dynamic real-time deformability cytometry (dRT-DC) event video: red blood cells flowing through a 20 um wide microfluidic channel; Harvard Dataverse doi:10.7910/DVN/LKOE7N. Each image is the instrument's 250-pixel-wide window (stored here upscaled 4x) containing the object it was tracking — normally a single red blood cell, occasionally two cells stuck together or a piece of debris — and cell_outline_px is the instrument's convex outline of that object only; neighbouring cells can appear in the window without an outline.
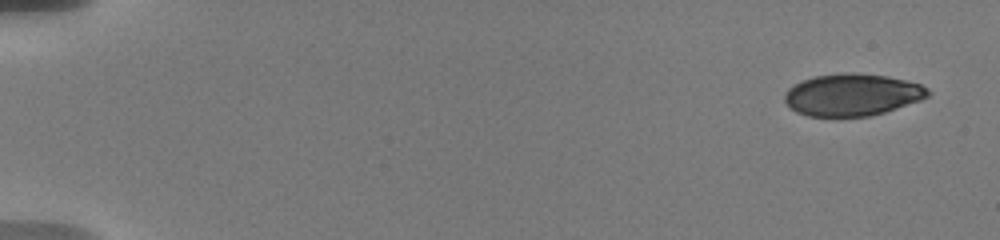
{"species": "human", "species_latin": "Homo sapiens", "temperature_condition": "warm", "stored_images_in_passage": 11, "camera_frame_rate_fps": 3000, "um_per_image_px": 0.085, "donor": {"sex": "male"}, "frame": {"image": 1, "passage_image": 1, "time_ms": 0.0, "image_size_px": [1000, 240], "cell_outline_px": [[932, 92], [928, 96], [920, 100], [872, 116], [808, 116], [796, 112], [784, 100], [784, 92], [788, 88], [800, 80], [816, 76], [844, 72], [852, 72], [888, 76], [920, 84], [928, 88]], "centroid_in_image_um": [72.42, 8.04], "position_along_channel_um": 12.6, "area_um2": 35.2}}
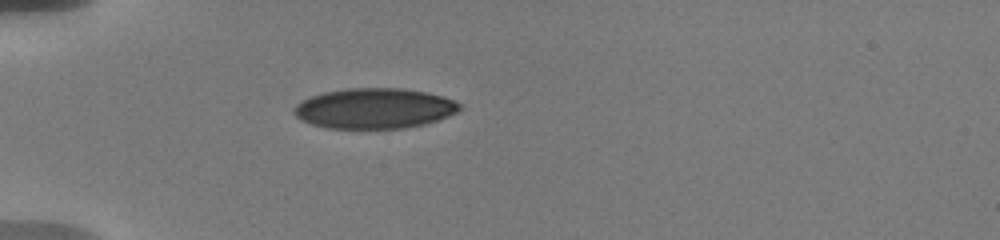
{"frame": {"image": 2, "passage_image": 7, "time_ms": 5.0, "image_size_px": [1000, 240], "cell_outline_px": [[464, 108], [448, 116], [424, 124], [404, 128], [328, 128], [312, 124], [300, 120], [292, 112], [292, 108], [300, 100], [324, 92], [348, 88], [400, 88], [424, 92], [444, 96], [464, 104]], "centroid_in_image_um": [31.82, 9.21], "position_along_channel_um": 53.2, "area_um2": 39.13}}
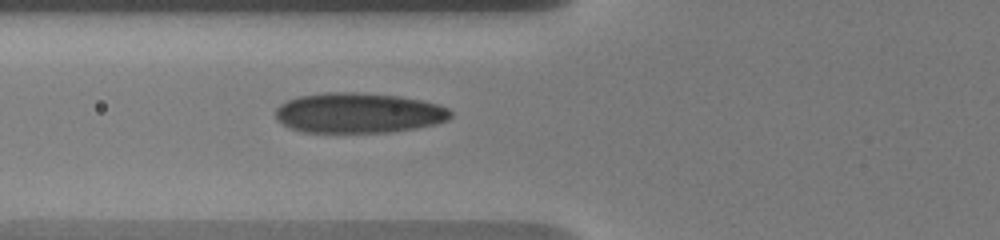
{"frame": {"image": 3, "passage_image": 11, "time_ms": 6.667, "image_size_px": [1000, 240], "cell_outline_px": [[452, 116], [448, 120], [436, 124], [416, 128], [392, 132], [300, 132], [288, 128], [276, 120], [276, 108], [280, 104], [288, 100], [300, 96], [324, 92], [352, 92], [400, 96], [424, 100], [440, 104], [448, 108], [452, 112]], "centroid_in_image_um": [30.49, 9.6], "position_along_channel_um": 95.3, "area_um2": 41.44}}